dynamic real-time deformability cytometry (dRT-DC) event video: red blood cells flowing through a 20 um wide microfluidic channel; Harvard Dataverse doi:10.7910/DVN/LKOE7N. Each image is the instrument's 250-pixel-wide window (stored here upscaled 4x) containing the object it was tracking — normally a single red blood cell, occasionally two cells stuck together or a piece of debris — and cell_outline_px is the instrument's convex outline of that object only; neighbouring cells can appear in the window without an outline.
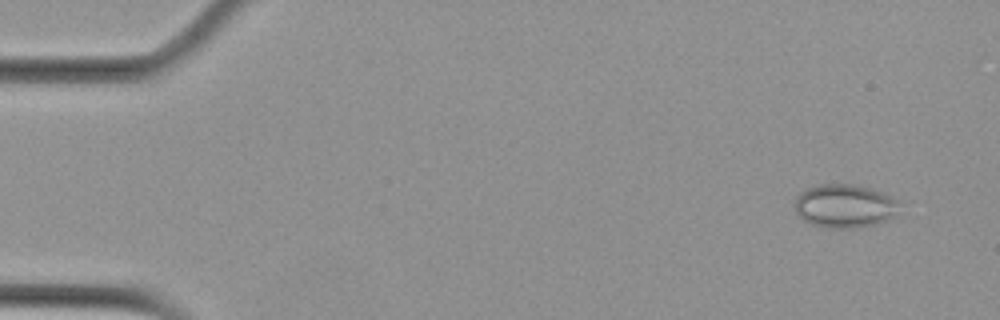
{"species": "Egyptian fruit bat (a non-hibernating species)", "species_latin": "Rousettus aegyptiacus", "temperature_condition": "cold", "stored_images_in_passage": 7, "camera_frame_rate_fps": 3000, "um_per_image_px": 0.085, "animal": {"sex": "female"}, "frame": {"image": 1, "passage_image": 1, "time_ms": 0.0, "image_size_px": [1000, 320], "cell_outline_px": [[896, 200], [892, 216], [888, 220], [876, 224], [848, 228], [828, 228], [812, 224], [804, 220], [796, 212], [796, 196], [800, 192], [808, 188], [820, 184], [852, 184], [868, 188], [880, 192]], "centroid_in_image_um": [71.71, 17.51], "position_along_channel_um": 13.3, "area_um2": 25.78}}
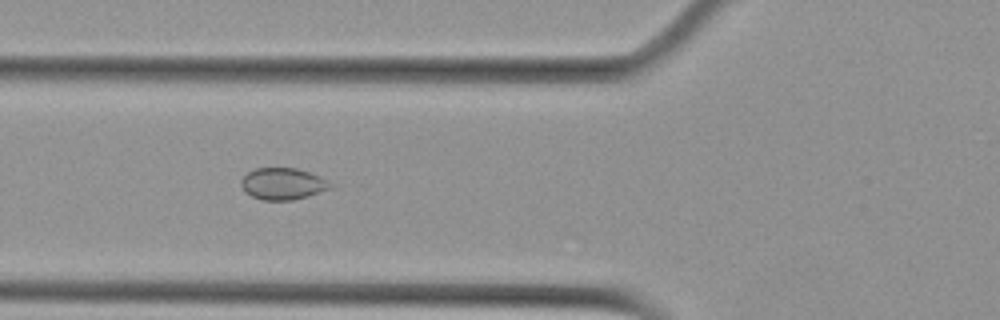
{"frame": {"image": 2, "passage_image": 6, "time_ms": 5.667, "image_size_px": [1000, 320], "cell_outline_px": [[336, 188], [308, 196], [292, 200], [264, 200], [252, 196], [244, 192], [240, 184], [240, 180], [248, 172], [256, 168], [296, 168], [320, 176], [336, 184]], "centroid_in_image_um": [24.1, 15.63], "position_along_channel_um": 101.7, "area_um2": 16.82}}
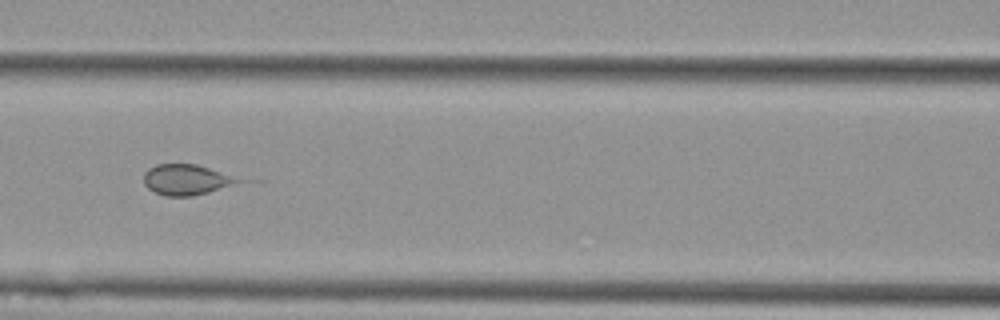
{"frame": {"image": 3, "passage_image": 7, "time_ms": 7.0, "image_size_px": [1000, 320], "cell_outline_px": [[264, 180], [192, 196], [164, 196], [148, 188], [144, 184], [144, 172], [148, 168], [156, 164], [196, 164]], "centroid_in_image_um": [16.24, 15.26], "position_along_channel_um": 150.4, "area_um2": 18.61}}